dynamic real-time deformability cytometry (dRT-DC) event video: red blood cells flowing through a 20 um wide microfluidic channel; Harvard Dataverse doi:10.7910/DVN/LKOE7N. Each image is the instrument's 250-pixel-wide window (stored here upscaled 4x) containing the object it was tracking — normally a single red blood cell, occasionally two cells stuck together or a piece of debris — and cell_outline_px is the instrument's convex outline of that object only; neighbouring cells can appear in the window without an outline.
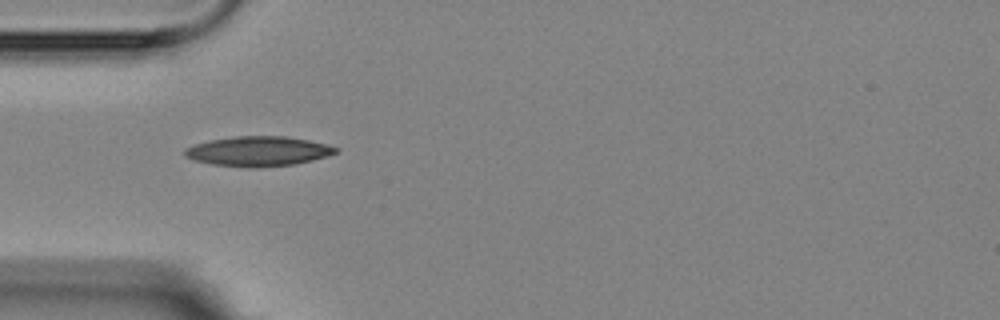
{"species": "Egyptian fruit bat (a non-hibernating species)", "species_latin": "Rousettus aegyptiacus", "temperature_condition": "room temperature", "stored_images_in_passage": 5, "camera_frame_rate_fps": 3000, "um_per_image_px": 0.085, "animal": {"sex": "female"}, "frame": {"image": 1, "passage_image": 4, "time_ms": 4.0, "image_size_px": [1000, 320], "cell_outline_px": [[340, 148], [336, 152], [328, 156], [296, 164], [212, 164], [196, 160], [184, 156], [184, 148], [208, 140], [236, 136], [284, 136], [308, 140]], "centroid_in_image_um": [21.96, 12.8], "position_along_channel_um": 63.0, "area_um2": 24.91}}
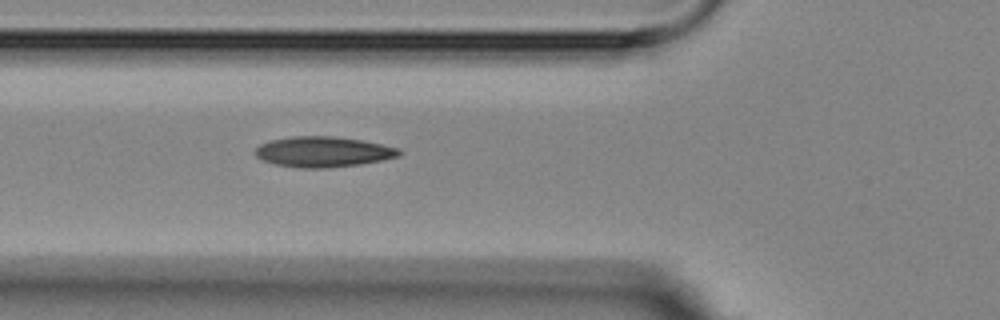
{"frame": {"image": 2, "passage_image": 5, "time_ms": 5.0, "image_size_px": [1000, 320], "cell_outline_px": [[404, 152], [400, 156], [384, 160], [360, 164], [328, 168], [300, 168], [276, 164], [264, 160], [256, 156], [256, 148], [260, 144], [272, 140], [292, 136], [332, 136], [364, 140], [400, 148]], "centroid_in_image_um": [27.55, 12.9], "position_along_channel_um": 98.3, "area_um2": 25.66}}